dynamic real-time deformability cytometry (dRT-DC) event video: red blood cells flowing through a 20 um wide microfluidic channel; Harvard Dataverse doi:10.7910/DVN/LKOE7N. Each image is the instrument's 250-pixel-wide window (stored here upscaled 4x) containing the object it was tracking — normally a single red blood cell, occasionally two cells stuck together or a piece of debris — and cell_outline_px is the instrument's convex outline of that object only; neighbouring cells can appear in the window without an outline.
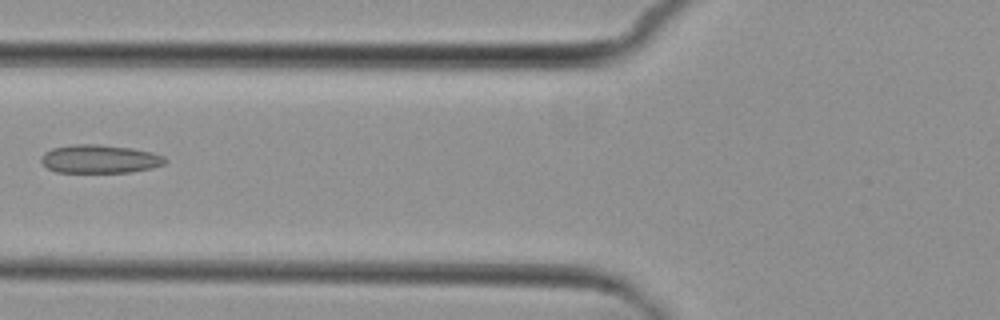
{"species": "common noctule bat (a hibernating species)", "species_latin": "Nyctalus noctula", "temperature_condition": "cold", "stored_images_in_passage": 2, "camera_frame_rate_fps": 3000, "um_per_image_px": 0.085, "animal": {"sex": "female", "body_mass_g": 29.2, "forearm_length_mm": 56.3}, "frame": {"image": 1, "passage_image": 2, "time_ms": 1.0, "image_size_px": [1000, 320], "cell_outline_px": [[168, 160], [164, 164], [152, 168], [132, 172], [56, 172], [48, 168], [40, 160], [40, 156], [44, 152], [52, 148], [72, 144], [100, 144], [132, 148], [152, 152], [164, 156]], "centroid_in_image_um": [8.48, 13.5], "position_along_channel_um": 117.3, "area_um2": 20.69}}